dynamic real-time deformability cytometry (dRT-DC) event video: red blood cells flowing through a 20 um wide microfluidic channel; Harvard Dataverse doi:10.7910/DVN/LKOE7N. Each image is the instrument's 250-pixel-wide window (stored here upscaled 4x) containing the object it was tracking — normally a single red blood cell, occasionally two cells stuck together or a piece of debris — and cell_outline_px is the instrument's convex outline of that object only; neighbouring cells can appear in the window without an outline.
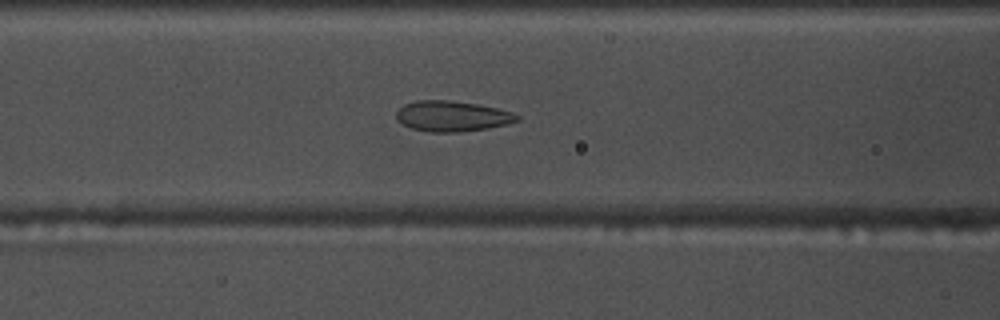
{"species": "common noctule bat (a hibernating species)", "species_latin": "Nyctalus noctula", "temperature_condition": "warm", "stored_images_in_passage": 48, "camera_frame_rate_fps": 3000, "um_per_image_px": 0.085, "animal": {"sex": "male", "body_mass_g": 17.5, "forearm_length_mm": 52.3}, "frame": {"image": 1, "passage_image": 21, "time_ms": 6.667, "image_size_px": [1000, 320], "cell_outline_px": [[520, 120], [508, 124], [488, 128], [460, 132], [428, 132], [412, 128], [396, 120], [396, 112], [404, 104], [416, 100], [448, 100], [476, 104], [496, 108], [512, 112], [520, 116]], "centroid_in_image_um": [38.43, 9.88], "position_along_channel_um": 128.2, "area_um2": 21.5}}
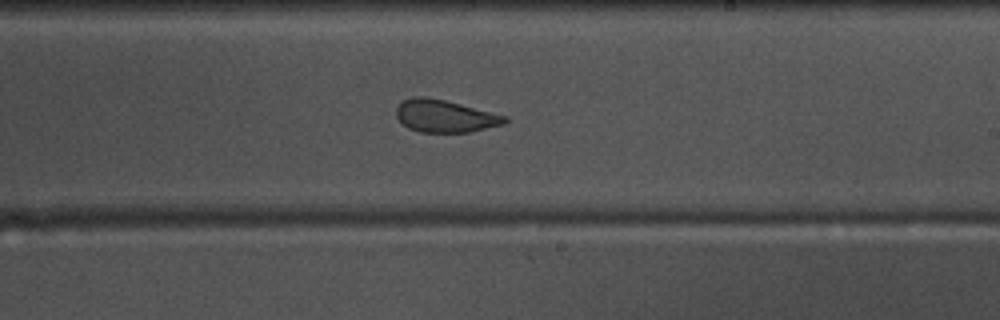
{"frame": {"image": 2, "passage_image": 31, "time_ms": 10.0, "image_size_px": [1000, 320], "cell_outline_px": [[508, 120], [504, 124], [468, 132], [420, 132], [408, 128], [396, 116], [396, 108], [404, 100], [412, 96], [424, 96], [444, 100], [508, 116]], "centroid_in_image_um": [37.82, 9.86], "position_along_channel_um": 251.2, "area_um2": 20.35}}
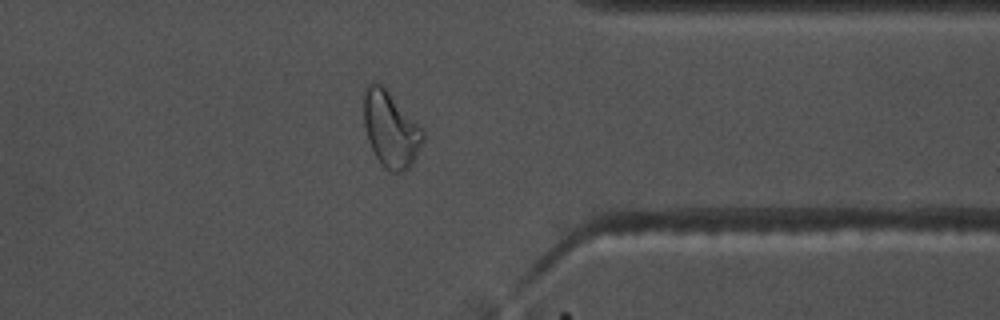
{"frame": {"image": 3, "passage_image": 42, "time_ms": 13.667, "image_size_px": [1000, 320], "cell_outline_px": [[424, 140], [412, 164], [404, 172], [388, 172], [380, 164], [368, 140], [364, 124], [364, 88], [368, 84], [380, 84], [424, 128]], "centroid_in_image_um": [33.23, 11.03], "position_along_channel_um": 378.2, "area_um2": 26.01}, "authors_computed_cell_mechanics": {"area_um2": 22.5131, "velocity_mm_per_s": 3.7062, "shape_relaxation_time_tau1_ms": 10.5563, "shape_relaxation_time_tau2_ms": 1.1313, "deformation_change_tau1": 0.2093, "deformation_change_tau2": 0.0728}}